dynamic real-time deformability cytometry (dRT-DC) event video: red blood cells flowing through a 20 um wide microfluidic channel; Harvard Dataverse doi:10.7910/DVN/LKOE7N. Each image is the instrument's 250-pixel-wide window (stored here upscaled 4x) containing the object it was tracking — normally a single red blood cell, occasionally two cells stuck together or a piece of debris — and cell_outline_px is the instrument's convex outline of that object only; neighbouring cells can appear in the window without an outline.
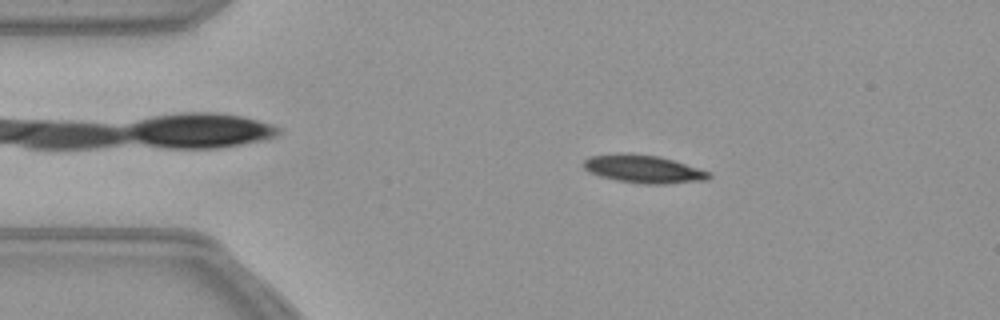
{"species": "common noctule bat (a hibernating species)", "species_latin": "Nyctalus noctula", "temperature_condition": "warm", "stored_images_in_passage": 46, "camera_frame_rate_fps": 3000, "um_per_image_px": 0.085, "animal": {"sex": "female", "body_mass_g": 21.9}, "frame": {"image": 1, "passage_image": 1, "time_ms": 0.0, "image_size_px": [1000, 320], "cell_outline_px": [[712, 176], [708, 180], [664, 184], [644, 184], [616, 180], [600, 176], [588, 172], [584, 168], [584, 160], [588, 156], [620, 152], [628, 152], [660, 156], [712, 172]], "centroid_in_image_um": [54.7, 14.35], "position_along_channel_um": 30.3, "area_um2": 20.81}}
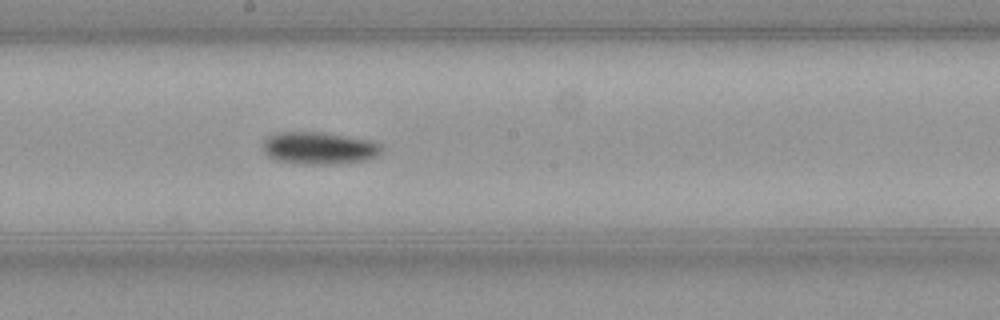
{"frame": {"image": 2, "passage_image": 20, "time_ms": 6.333, "image_size_px": [1000, 320], "cell_outline_px": [[380, 152], [376, 156], [364, 160], [336, 164], [296, 164], [272, 160], [260, 148], [264, 140], [268, 136], [276, 132], [324, 132], [372, 140], [380, 144]], "centroid_in_image_um": [27.04, 12.59], "position_along_channel_um": 221.2, "area_um2": 22.72}}
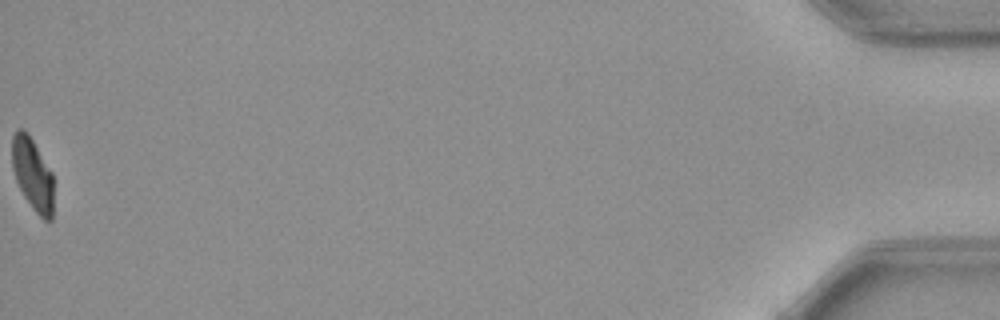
{"frame": {"image": 3, "passage_image": 46, "time_ms": 15.0, "image_size_px": [1000, 320], "cell_outline_px": [[52, 220], [44, 220], [32, 208], [24, 196], [16, 180], [12, 168], [12, 136], [16, 128], [24, 128], [28, 132], [52, 172]], "centroid_in_image_um": [2.74, 14.75], "position_along_channel_um": 432.5, "area_um2": 17.51}}